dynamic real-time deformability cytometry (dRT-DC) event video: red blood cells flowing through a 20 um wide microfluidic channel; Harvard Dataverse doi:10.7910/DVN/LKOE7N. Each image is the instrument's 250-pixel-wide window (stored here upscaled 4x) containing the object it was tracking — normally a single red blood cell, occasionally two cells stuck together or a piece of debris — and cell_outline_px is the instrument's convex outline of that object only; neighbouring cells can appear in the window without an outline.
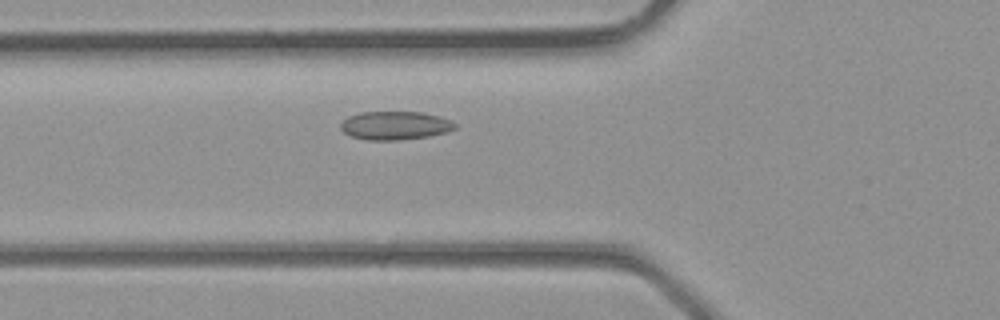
{"species": "common noctule bat (a hibernating species)", "species_latin": "Nyctalus noctula", "temperature_condition": "room temperature", "stored_images_in_passage": 5, "camera_frame_rate_fps": 3000, "um_per_image_px": 0.085, "animal": {"sex": "male", "body_mass_g": 23.1, "forearm_length_mm": 52.7}, "frame": {"image": 1, "passage_image": 5, "time_ms": 1.333, "image_size_px": [1000, 320], "cell_outline_px": [[456, 128], [444, 132], [428, 136], [396, 140], [368, 140], [348, 136], [340, 128], [340, 120], [348, 116], [360, 112], [420, 112], [440, 116], [452, 120], [456, 124]], "centroid_in_image_um": [33.53, 10.66], "position_along_channel_um": 92.3, "area_um2": 19.07}}